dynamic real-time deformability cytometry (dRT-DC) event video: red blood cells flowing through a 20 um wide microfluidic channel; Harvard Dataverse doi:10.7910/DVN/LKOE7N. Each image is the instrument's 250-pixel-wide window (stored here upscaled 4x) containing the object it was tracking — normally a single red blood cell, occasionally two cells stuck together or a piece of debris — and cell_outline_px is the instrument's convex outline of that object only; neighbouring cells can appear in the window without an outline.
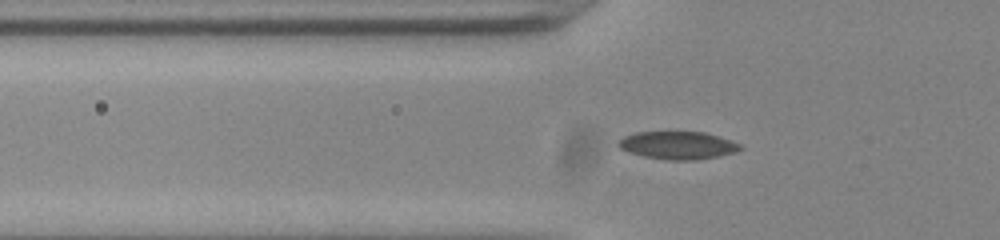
{"species": "common noctule bat (a hibernating species)", "species_latin": "Nyctalus noctula", "temperature_condition": "room temperature", "stored_images_in_passage": 49, "camera_frame_rate_fps": 3000, "um_per_image_px": 0.085, "animal": {"sex": "male", "body_mass_g": 20.0, "forearm_length_mm": 53.3}, "frame": {"image": 1, "passage_image": 19, "time_ms": 6.0, "image_size_px": [1000, 240], "cell_outline_px": [[744, 148], [736, 152], [720, 156], [696, 160], [668, 160], [644, 156], [628, 152], [620, 148], [616, 144], [616, 140], [624, 136], [636, 132], [704, 132], [740, 144]], "centroid_in_image_um": [57.58, 12.36], "position_along_channel_um": 68.2, "area_um2": 19.77}}
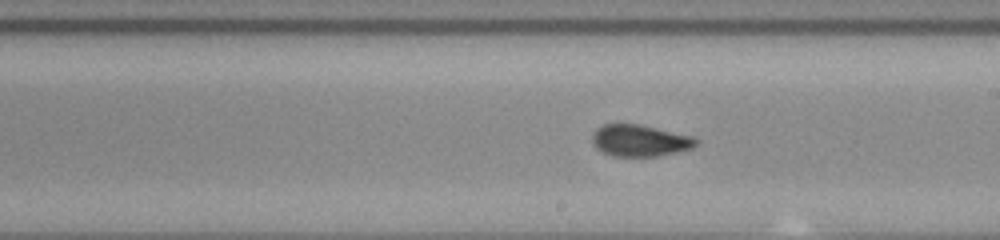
{"frame": {"image": 2, "passage_image": 32, "time_ms": 10.333, "image_size_px": [1000, 240], "cell_outline_px": [[700, 144], [692, 148], [676, 152], [656, 156], [612, 156], [596, 148], [592, 140], [592, 136], [596, 128], [604, 124], [640, 124], [696, 136], [700, 140]], "centroid_in_image_um": [54.46, 11.94], "position_along_channel_um": 234.5, "area_um2": 19.42}}
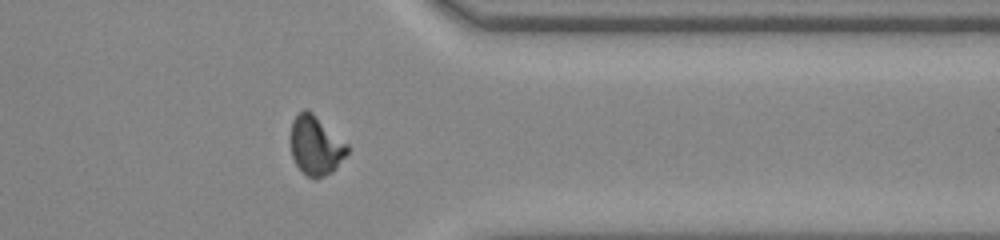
{"frame": {"image": 3, "passage_image": 44, "time_ms": 14.333, "image_size_px": [1000, 240], "cell_outline_px": [[348, 152], [332, 172], [324, 176], [308, 176], [296, 164], [292, 156], [292, 120], [304, 108], [308, 108], [348, 144]], "centroid_in_image_um": [26.85, 12.32], "position_along_channel_um": 384.5, "area_um2": 19.07}}